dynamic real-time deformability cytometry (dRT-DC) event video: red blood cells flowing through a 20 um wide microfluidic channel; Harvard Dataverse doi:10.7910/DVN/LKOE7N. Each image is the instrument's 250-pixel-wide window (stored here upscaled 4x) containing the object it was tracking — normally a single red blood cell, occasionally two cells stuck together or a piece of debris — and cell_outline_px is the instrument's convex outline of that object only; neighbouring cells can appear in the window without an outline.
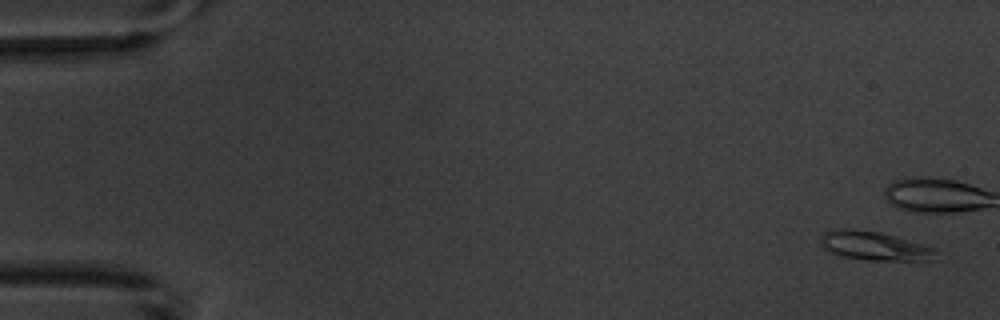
{"species": "common noctule bat (a hibernating species)", "species_latin": "Nyctalus noctula", "temperature_condition": "warm", "stored_images_in_passage": 7, "camera_frame_rate_fps": 3000, "um_per_image_px": 0.085, "animal": {"sex": "male", "body_mass_g": 20.1, "forearm_length_mm": 53.5}, "frame": {"image": 1, "passage_image": 1, "time_ms": 0.0, "image_size_px": [1000, 320], "cell_outline_px": [[940, 252], [936, 260], [868, 260], [840, 256], [828, 252], [824, 248], [820, 240], [820, 236], [824, 232], [836, 228], [848, 228], [880, 232], [896, 236], [936, 248]], "centroid_in_image_um": [74.35, 20.9], "position_along_channel_um": 10.6, "area_um2": 19.77}}